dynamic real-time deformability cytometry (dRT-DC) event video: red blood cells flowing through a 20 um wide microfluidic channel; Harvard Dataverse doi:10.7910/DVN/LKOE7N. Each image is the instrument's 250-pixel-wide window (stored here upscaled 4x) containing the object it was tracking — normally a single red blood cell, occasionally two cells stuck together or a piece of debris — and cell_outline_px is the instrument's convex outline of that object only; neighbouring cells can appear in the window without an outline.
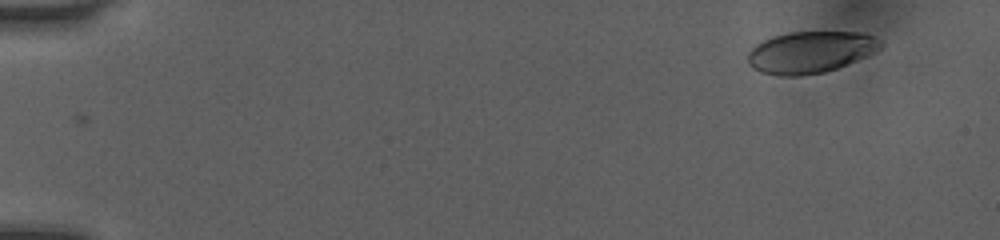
{"species": "human", "species_latin": "Homo sapiens", "temperature_condition": "room temperature", "stored_images_in_passage": 5, "camera_frame_rate_fps": 3000, "um_per_image_px": 0.085, "donor": {"sex": "female"}, "frame": {"image": 1, "passage_image": 1, "time_ms": 0.0, "image_size_px": [1000, 240], "cell_outline_px": [[884, 48], [876, 52], [848, 64], [824, 72], [800, 76], [780, 76], [760, 72], [752, 68], [748, 64], [748, 52], [756, 44], [764, 40], [788, 32], [864, 32], [880, 40], [884, 44]], "centroid_in_image_um": [68.92, 4.44], "position_along_channel_um": 16.1, "area_um2": 32.48}}